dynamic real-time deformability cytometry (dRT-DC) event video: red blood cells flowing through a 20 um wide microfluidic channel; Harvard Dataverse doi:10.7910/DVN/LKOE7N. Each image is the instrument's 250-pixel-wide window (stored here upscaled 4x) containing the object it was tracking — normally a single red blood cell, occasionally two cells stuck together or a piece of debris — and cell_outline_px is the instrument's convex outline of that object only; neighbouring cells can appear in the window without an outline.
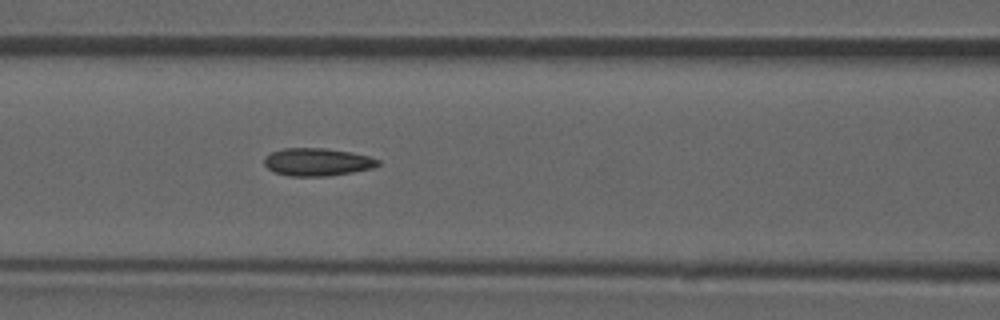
{"species": "common noctule bat (a hibernating species)", "species_latin": "Nyctalus noctula", "temperature_condition": "room temperature", "stored_images_in_passage": 36, "camera_frame_rate_fps": 3000, "um_per_image_px": 0.085, "animal": {"sex": "male", "forearm_length_mm": 52.5}, "frame": {"image": 1, "passage_image": 6, "time_ms": 1.667, "image_size_px": [1000, 320], "cell_outline_px": [[380, 164], [372, 168], [352, 172], [328, 176], [288, 176], [276, 172], [268, 168], [264, 164], [264, 156], [272, 152], [284, 148], [324, 148], [352, 152], [368, 156], [380, 160]], "centroid_in_image_um": [26.97, 13.76], "position_along_channel_um": 139.6, "area_um2": 18.38}}